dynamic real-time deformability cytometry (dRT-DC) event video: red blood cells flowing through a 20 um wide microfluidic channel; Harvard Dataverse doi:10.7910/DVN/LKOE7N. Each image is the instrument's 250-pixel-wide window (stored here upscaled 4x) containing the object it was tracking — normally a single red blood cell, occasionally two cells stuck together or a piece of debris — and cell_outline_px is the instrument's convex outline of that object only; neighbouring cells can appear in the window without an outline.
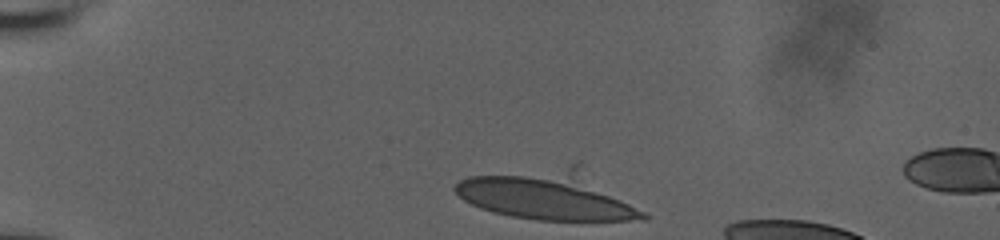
{"species": "human", "species_latin": "Homo sapiens", "temperature_condition": "room temperature", "stored_images_in_passage": 5, "camera_frame_rate_fps": 3000, "um_per_image_px": 0.085, "donor": {"sex": "male"}, "frame": {"image": 1, "passage_image": 1, "time_ms": 0.0, "image_size_px": [1000, 240], "cell_outline_px": [[652, 216], [648, 220], [536, 220], [512, 216], [492, 212], [480, 208], [464, 200], [452, 188], [460, 180], [468, 176], [572, 164], [576, 164]], "centroid_in_image_um": [46.62, 16.6], "position_along_channel_um": 38.4, "area_um2": 53.93}}